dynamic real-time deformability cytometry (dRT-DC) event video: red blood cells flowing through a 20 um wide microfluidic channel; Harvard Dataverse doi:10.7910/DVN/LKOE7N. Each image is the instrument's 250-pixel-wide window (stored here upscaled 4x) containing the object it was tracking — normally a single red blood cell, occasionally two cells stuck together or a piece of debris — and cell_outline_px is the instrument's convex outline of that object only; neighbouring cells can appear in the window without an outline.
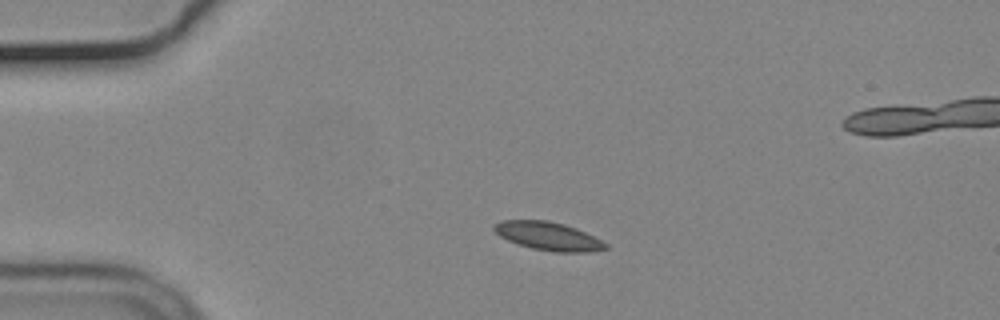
{"species": "common noctule bat (a hibernating species)", "species_latin": "Nyctalus noctula", "temperature_condition": "cold", "stored_images_in_passage": 54, "camera_frame_rate_fps": 3000, "um_per_image_px": 0.085, "animal": {"sex": "male", "body_mass_g": 19.2, "forearm_length_mm": 51.8}, "frame": {"image": 1, "passage_image": 10, "time_ms": 3.0, "image_size_px": [1000, 320], "cell_outline_px": [[608, 248], [588, 252], [552, 252], [532, 248], [508, 240], [500, 236], [492, 228], [492, 224], [500, 220], [548, 220], [564, 224], [576, 228], [608, 244]], "centroid_in_image_um": [46.57, 20.06], "position_along_channel_um": 38.4, "area_um2": 18.32}}
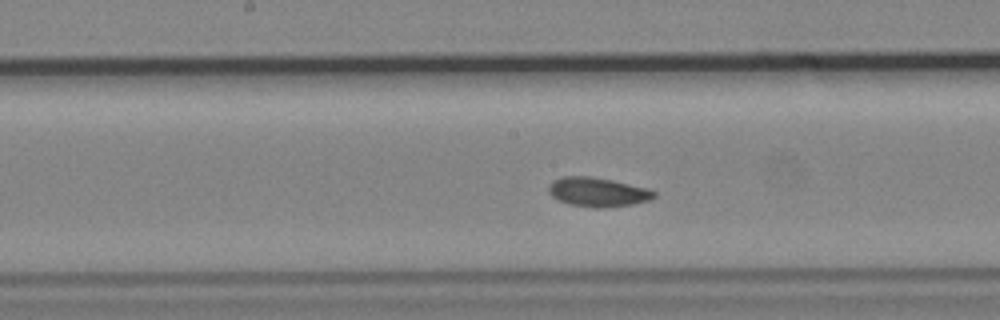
{"frame": {"image": 2, "passage_image": 26, "time_ms": 8.333, "image_size_px": [1000, 320], "cell_outline_px": [[656, 196], [652, 200], [632, 204], [600, 208], [592, 208], [568, 204], [552, 196], [548, 192], [548, 188], [552, 180], [564, 176], [588, 176], [612, 180], [648, 188], [656, 192]], "centroid_in_image_um": [50.82, 16.33], "position_along_channel_um": 197.4, "area_um2": 18.03}}
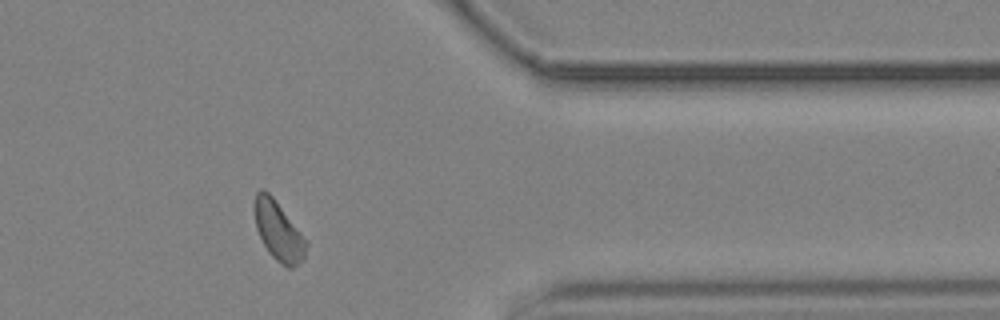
{"frame": {"image": 3, "passage_image": 43, "time_ms": 14.0, "image_size_px": [1000, 320], "cell_outline_px": [[308, 244], [304, 256], [292, 268], [288, 268], [280, 264], [268, 252], [256, 228], [256, 192], [260, 188], [264, 188], [272, 196], [308, 240]], "centroid_in_image_um": [23.7, 19.65], "position_along_channel_um": 387.7, "area_um2": 17.51}}